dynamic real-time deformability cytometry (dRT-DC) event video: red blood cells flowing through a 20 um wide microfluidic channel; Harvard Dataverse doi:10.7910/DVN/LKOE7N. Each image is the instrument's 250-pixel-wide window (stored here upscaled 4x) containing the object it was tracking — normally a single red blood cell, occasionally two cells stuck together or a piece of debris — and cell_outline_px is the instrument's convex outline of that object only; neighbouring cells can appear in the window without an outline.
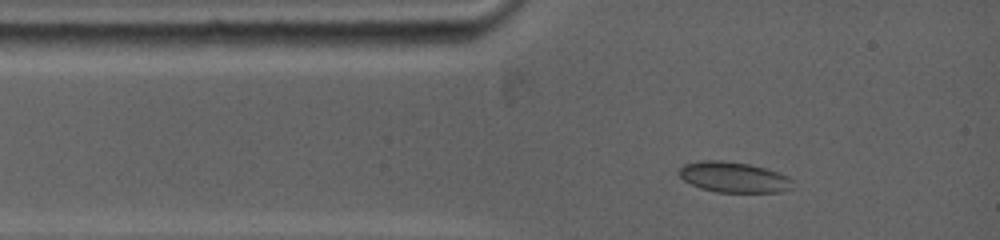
{"species": "common noctule bat (a hibernating species)", "species_latin": "Nyctalus noctula", "temperature_condition": "warm", "stored_images_in_passage": 5, "camera_frame_rate_fps": 5000, "um_per_image_px": 0.085, "animal": {"sex": "female", "body_mass_g": 19.0, "forearm_length_mm": 53.3}, "frame": {"image": 1, "passage_image": 1, "time_ms": 0.0, "image_size_px": [1000, 240], "cell_outline_px": [[792, 180], [788, 188], [780, 192], [716, 192], [700, 188], [684, 180], [680, 176], [680, 168], [684, 164], [700, 160], [724, 160], [748, 164], [764, 168], [788, 176]], "centroid_in_image_um": [62.32, 15.05], "position_along_channel_um": 22.7, "area_um2": 19.94}}
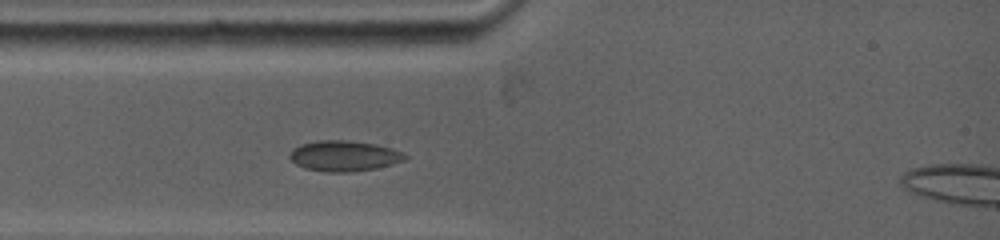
{"frame": {"image": 2, "passage_image": 4, "time_ms": 1.2, "image_size_px": [1000, 240], "cell_outline_px": [[408, 156], [404, 160], [392, 164], [376, 168], [352, 172], [328, 172], [304, 168], [296, 164], [288, 156], [292, 148], [300, 144], [316, 140], [344, 140], [376, 144], [392, 148], [404, 152]], "centroid_in_image_um": [29.24, 13.25], "position_along_channel_um": 55.8, "area_um2": 20.69}}